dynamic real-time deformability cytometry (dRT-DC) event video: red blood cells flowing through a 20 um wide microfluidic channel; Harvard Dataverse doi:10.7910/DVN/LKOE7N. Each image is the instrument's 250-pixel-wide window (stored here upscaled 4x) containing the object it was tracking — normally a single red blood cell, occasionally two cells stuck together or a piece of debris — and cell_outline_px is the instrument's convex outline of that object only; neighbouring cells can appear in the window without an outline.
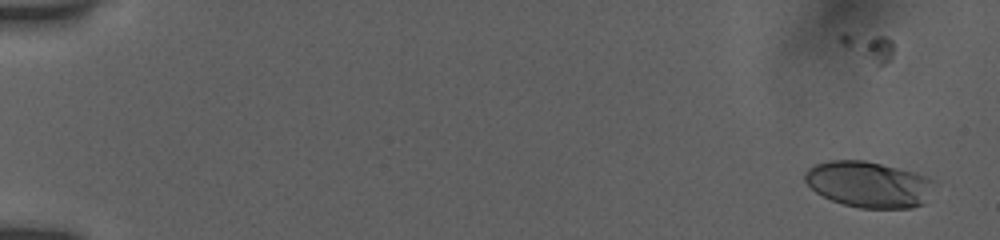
{"species": "human", "species_latin": "Homo sapiens", "temperature_condition": "room temperature", "stored_images_in_passage": 37, "camera_frame_rate_fps": 3000, "um_per_image_px": 0.085, "donor": {"sex": "female"}, "frame": {"image": 1, "passage_image": 5, "time_ms": 1.333, "image_size_px": [1000, 240], "cell_outline_px": [[932, 180], [924, 204], [912, 208], [860, 208], [844, 204], [832, 200], [816, 192], [804, 180], [804, 172], [808, 168], [816, 164], [828, 160], [864, 160], [916, 172]], "centroid_in_image_um": [73.78, 15.66], "position_along_channel_um": 11.2, "area_um2": 34.33}}
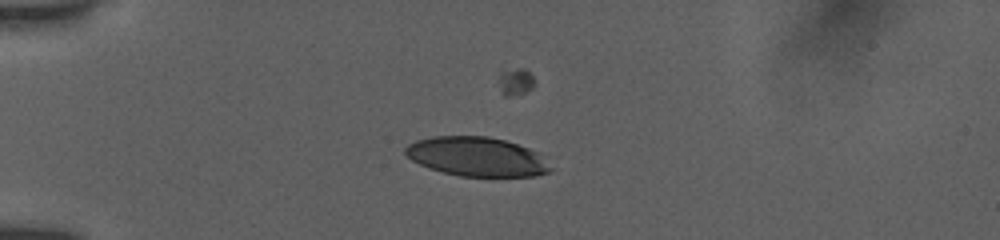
{"frame": {"image": 2, "passage_image": 18, "time_ms": 5.667, "image_size_px": [1000, 240], "cell_outline_px": [[556, 168], [548, 172], [536, 176], [460, 176], [444, 172], [420, 164], [412, 160], [404, 152], [404, 148], [408, 144], [416, 140], [432, 136], [488, 136], [504, 140], [540, 152]], "centroid_in_image_um": [40.6, 13.31], "position_along_channel_um": 44.4, "area_um2": 33.35}}
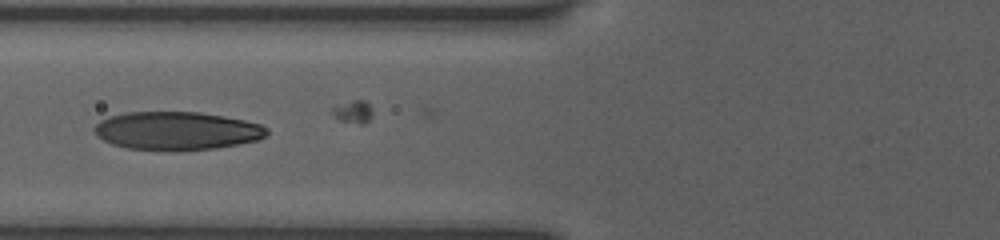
{"frame": {"image": 3, "passage_image": 26, "time_ms": 8.333, "image_size_px": [1000, 240], "cell_outline_px": [[268, 132], [264, 136], [256, 140], [240, 144], [216, 148], [128, 148], [112, 144], [96, 136], [92, 132], [92, 128], [100, 120], [108, 116], [124, 112], [200, 112], [224, 116], [244, 120], [260, 124], [268, 128]], "centroid_in_image_um": [14.99, 11.07], "position_along_channel_um": 110.8, "area_um2": 37.74}}